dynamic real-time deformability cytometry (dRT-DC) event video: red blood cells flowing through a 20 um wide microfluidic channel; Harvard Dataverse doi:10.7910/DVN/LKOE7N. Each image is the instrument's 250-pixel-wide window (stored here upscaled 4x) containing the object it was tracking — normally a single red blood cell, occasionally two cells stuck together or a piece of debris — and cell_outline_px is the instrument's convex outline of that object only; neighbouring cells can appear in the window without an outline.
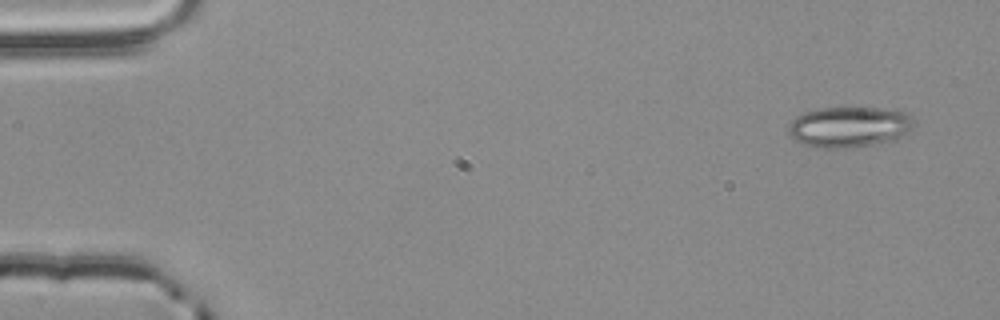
{"species": "common noctule bat (a hibernating species)", "species_latin": "Nyctalus noctula", "temperature_condition": "room temperature", "stored_images_in_passage": 3, "camera_frame_rate_fps": 3000, "um_per_image_px": 0.085, "animal": {"sex": "male", "body_mass_g": 20.4}, "frame": {"image": 1, "passage_image": 1, "time_ms": 0.0, "image_size_px": [1000, 320], "cell_outline_px": [[916, 124], [908, 132], [896, 140], [872, 144], [844, 148], [816, 148], [800, 144], [792, 140], [788, 132], [788, 124], [796, 116], [804, 112], [820, 108], [876, 108], [904, 112], [912, 116], [916, 120]], "centroid_in_image_um": [72.15, 10.8], "position_along_channel_um": 12.8, "area_um2": 30.11}}